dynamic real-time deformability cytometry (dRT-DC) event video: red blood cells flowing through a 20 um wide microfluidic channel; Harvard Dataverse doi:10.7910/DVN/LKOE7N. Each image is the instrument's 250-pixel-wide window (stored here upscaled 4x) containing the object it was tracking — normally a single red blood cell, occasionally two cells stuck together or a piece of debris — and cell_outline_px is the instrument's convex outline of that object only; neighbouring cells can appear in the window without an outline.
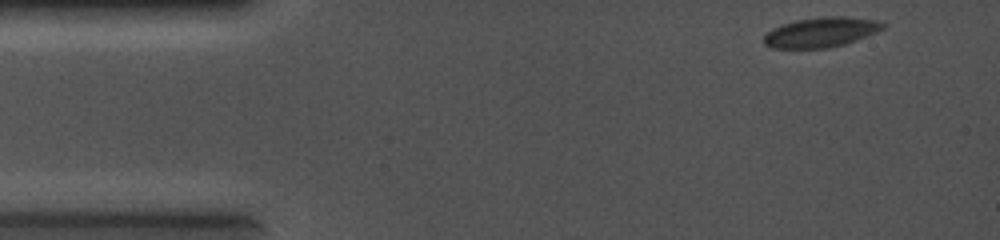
{"species": "common noctule bat (a hibernating species)", "species_latin": "Nyctalus noctula", "temperature_condition": "cold", "stored_images_in_passage": 59, "camera_frame_rate_fps": 5000, "um_per_image_px": 0.085, "animal": {"sex": "female", "body_mass_g": 19.0, "forearm_length_mm": 56.7}, "frame": {"image": 1, "passage_image": 1, "time_ms": 0.0, "image_size_px": [1000, 240], "cell_outline_px": [[888, 24], [884, 28], [876, 32], [856, 40], [844, 44], [828, 48], [772, 48], [764, 44], [764, 36], [772, 28], [796, 20], [824, 16], [844, 16], [880, 20]], "centroid_in_image_um": [69.83, 2.73], "position_along_channel_um": 15.2, "area_um2": 20.81}}
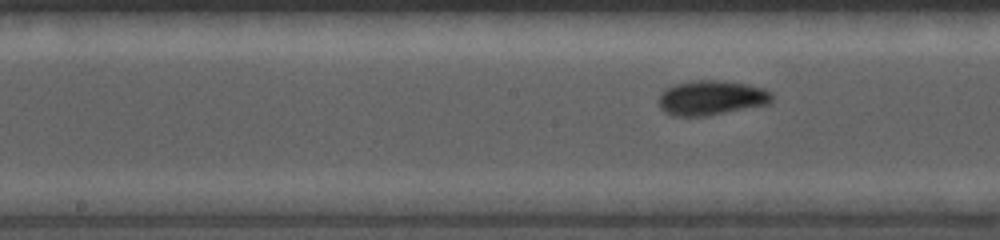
{"frame": {"image": 2, "passage_image": 28, "time_ms": 5.4, "image_size_px": [1000, 240], "cell_outline_px": [[772, 100], [768, 104], [704, 116], [672, 116], [664, 112], [660, 108], [656, 100], [660, 92], [664, 88], [676, 84], [696, 80], [716, 80], [748, 84], [764, 88], [772, 92]], "centroid_in_image_um": [60.4, 8.31], "position_along_channel_um": 187.8, "area_um2": 23.06}}
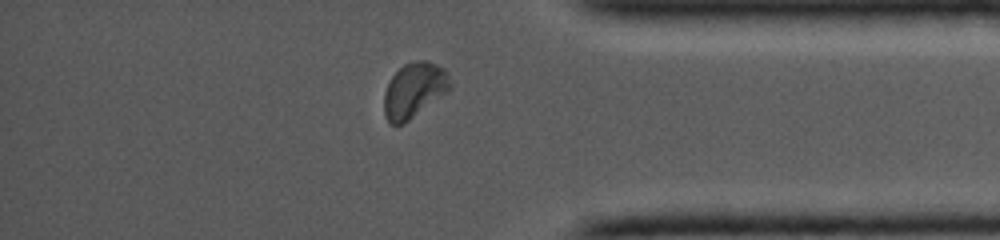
{"frame": {"image": 3, "passage_image": 51, "time_ms": 10.0, "image_size_px": [1000, 240], "cell_outline_px": [[452, 84], [448, 92], [404, 124], [392, 124], [384, 116], [384, 92], [392, 76], [404, 64], [416, 60], [428, 60], [444, 68]], "centroid_in_image_um": [35.21, 7.66], "position_along_channel_um": 400.0, "area_um2": 21.27}}